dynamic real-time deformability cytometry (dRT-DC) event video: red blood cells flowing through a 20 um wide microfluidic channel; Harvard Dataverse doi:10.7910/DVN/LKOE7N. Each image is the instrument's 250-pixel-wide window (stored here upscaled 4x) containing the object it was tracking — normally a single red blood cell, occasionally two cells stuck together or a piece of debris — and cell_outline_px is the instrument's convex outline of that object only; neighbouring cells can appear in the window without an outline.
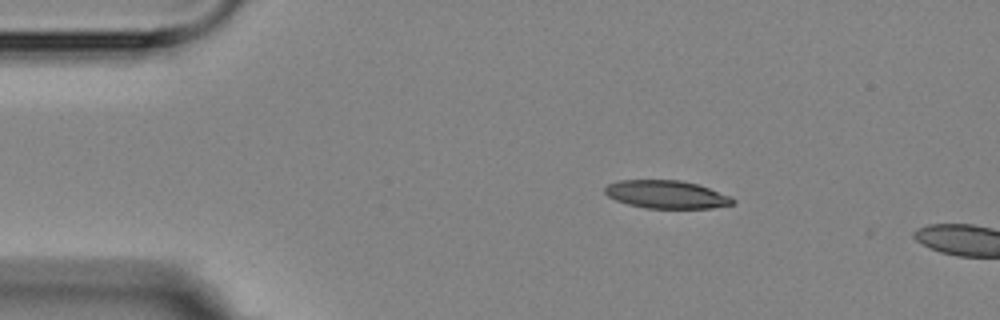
{"species": "Egyptian fruit bat (a non-hibernating species)", "species_latin": "Rousettus aegyptiacus", "temperature_condition": "room temperature", "stored_images_in_passage": 3, "camera_frame_rate_fps": 3000, "um_per_image_px": 0.085, "animal": {"sex": "female"}, "frame": {"image": 1, "passage_image": 2, "time_ms": 1.333, "image_size_px": [1000, 320], "cell_outline_px": [[736, 204], [712, 208], [644, 208], [628, 204], [616, 200], [608, 196], [604, 192], [604, 188], [608, 184], [620, 180], [680, 180], [696, 184], [732, 196], [736, 200]], "centroid_in_image_um": [56.68, 16.53], "position_along_channel_um": 28.3, "area_um2": 20.92}}